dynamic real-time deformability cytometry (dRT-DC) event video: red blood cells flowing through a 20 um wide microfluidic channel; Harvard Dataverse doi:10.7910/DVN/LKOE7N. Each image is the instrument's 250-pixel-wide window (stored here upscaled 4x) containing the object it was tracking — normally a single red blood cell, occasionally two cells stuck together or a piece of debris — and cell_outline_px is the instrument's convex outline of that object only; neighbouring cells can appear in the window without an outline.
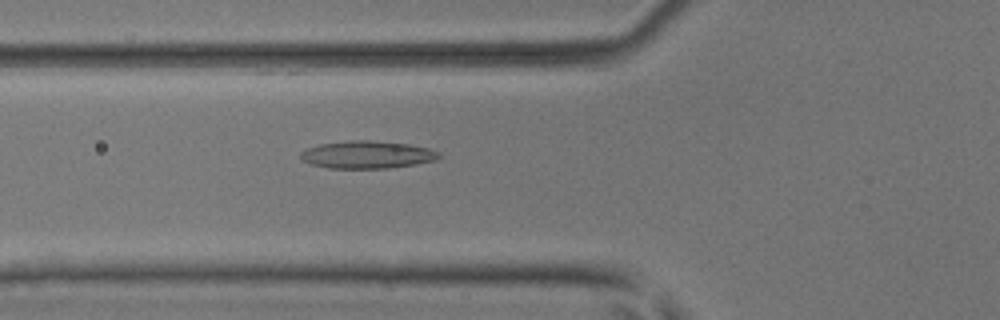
{"species": "common noctule bat (a hibernating species)", "species_latin": "Nyctalus noctula", "temperature_condition": "room temperature", "stored_images_in_passage": 40, "camera_frame_rate_fps": 3000, "um_per_image_px": 0.085, "animal": {"sex": "male", "body_mass_g": 17.9, "forearm_length_mm": 54.2}, "frame": {"image": 1, "passage_image": 8, "time_ms": 2.333, "image_size_px": [1000, 320], "cell_outline_px": [[440, 156], [436, 160], [416, 164], [388, 168], [328, 168], [312, 164], [300, 160], [300, 152], [308, 148], [320, 144], [348, 140], [368, 140], [408, 144], [428, 148], [440, 152]], "centroid_in_image_um": [31.19, 13.15], "position_along_channel_um": 94.6, "area_um2": 22.2}}
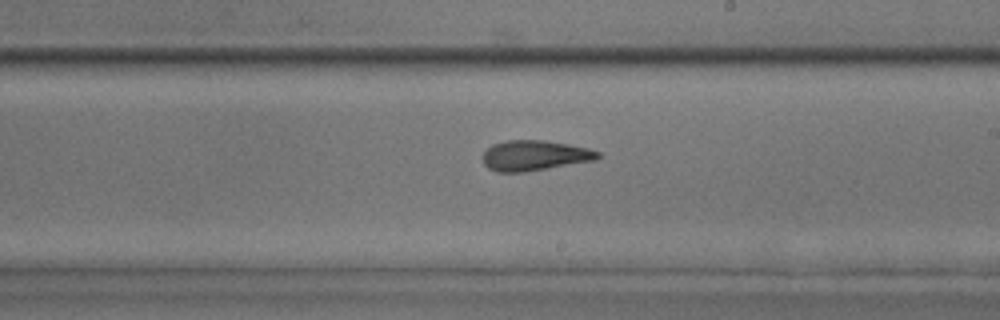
{"frame": {"image": 2, "passage_image": 19, "time_ms": 6.0, "image_size_px": [1000, 320], "cell_outline_px": [[600, 156], [596, 160], [524, 172], [496, 172], [488, 168], [484, 164], [480, 156], [492, 144], [508, 140], [544, 140], [568, 144], [588, 148], [600, 152]], "centroid_in_image_um": [45.41, 13.22], "position_along_channel_um": 243.6, "area_um2": 20.4}}
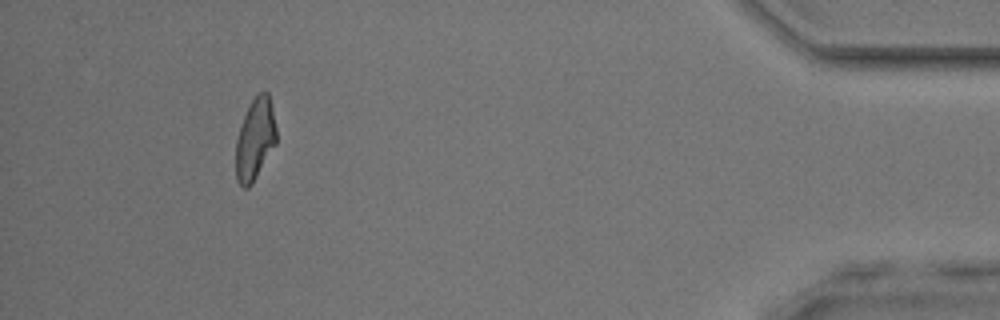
{"frame": {"image": 3, "passage_image": 36, "time_ms": 11.667, "image_size_px": [1000, 320], "cell_outline_px": [[276, 144], [252, 184], [248, 188], [244, 188], [236, 180], [236, 140], [244, 116], [252, 100], [260, 92], [268, 92], [272, 108], [276, 128]], "centroid_in_image_um": [21.68, 11.86], "position_along_channel_um": 413.5, "area_um2": 19.07}, "authors_computed_cell_mechanics": {"area_um2": 20.2589, "velocity_mm_per_s": 4.0677, "shape_relaxation_time_tau1_ms": 9.0818, "shape_relaxation_time_tau2_ms": 2.2424, "deformation_change_tau1": 0.224, "deformation_change_tau2": 0.111}}